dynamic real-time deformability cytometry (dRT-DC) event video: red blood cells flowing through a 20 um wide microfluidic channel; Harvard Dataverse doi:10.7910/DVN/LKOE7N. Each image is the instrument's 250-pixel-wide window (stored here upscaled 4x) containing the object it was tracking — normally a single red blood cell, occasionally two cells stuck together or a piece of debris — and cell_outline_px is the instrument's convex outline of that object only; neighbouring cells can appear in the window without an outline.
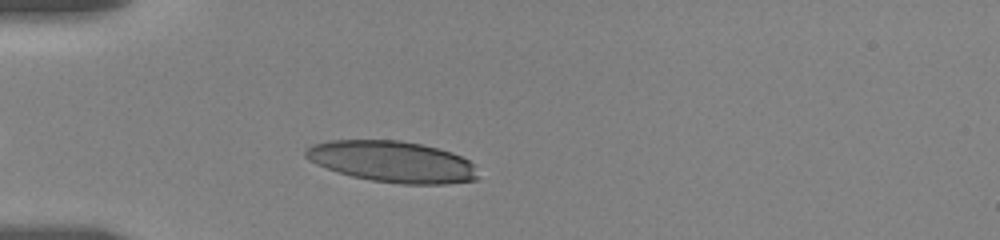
{"species": "human", "species_latin": "Homo sapiens", "temperature_condition": "room temperature", "stored_images_in_passage": 7, "camera_frame_rate_fps": 3000, "um_per_image_px": 0.085, "donor": {"sex": "female"}, "frame": {"image": 1, "passage_image": 3, "time_ms": 2.333, "image_size_px": [1000, 240], "cell_outline_px": [[480, 176], [476, 180], [444, 184], [400, 184], [372, 180], [352, 176], [316, 164], [308, 160], [304, 156], [304, 152], [312, 144], [332, 140], [400, 140], [420, 144], [452, 152], [468, 160], [472, 164]], "centroid_in_image_um": [33.35, 13.74], "position_along_channel_um": 51.6, "area_um2": 41.27}}
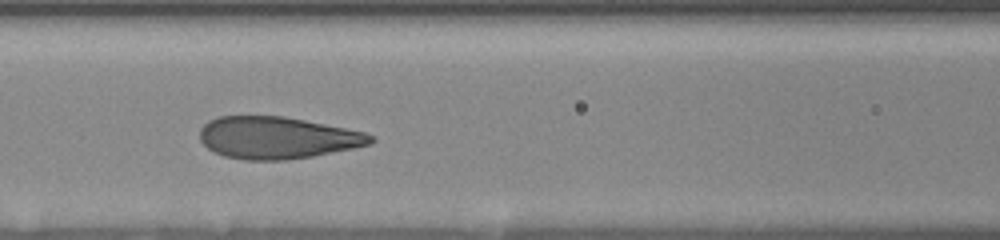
{"frame": {"image": 2, "passage_image": 6, "time_ms": 5.333, "image_size_px": [1000, 240], "cell_outline_px": [[376, 140], [372, 144], [312, 156], [288, 160], [244, 160], [224, 156], [208, 148], [200, 140], [200, 128], [208, 120], [220, 116], [284, 116], [348, 128], [364, 132], [372, 136]], "centroid_in_image_um": [23.56, 11.7], "position_along_channel_um": 143.0, "area_um2": 41.91}}
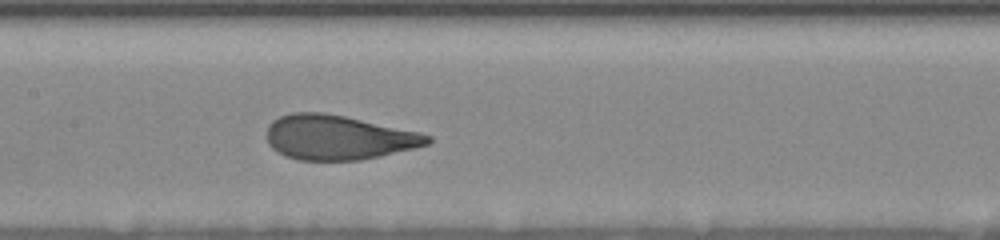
{"frame": {"image": 3, "passage_image": 7, "time_ms": 6.333, "image_size_px": [1000, 240], "cell_outline_px": [[432, 140], [428, 144], [380, 156], [360, 160], [300, 160], [284, 156], [272, 148], [268, 144], [268, 124], [272, 120], [280, 116], [292, 112], [324, 112], [344, 116], [420, 132], [432, 136]], "centroid_in_image_um": [28.72, 11.68], "position_along_channel_um": 178.7, "area_um2": 41.67}}